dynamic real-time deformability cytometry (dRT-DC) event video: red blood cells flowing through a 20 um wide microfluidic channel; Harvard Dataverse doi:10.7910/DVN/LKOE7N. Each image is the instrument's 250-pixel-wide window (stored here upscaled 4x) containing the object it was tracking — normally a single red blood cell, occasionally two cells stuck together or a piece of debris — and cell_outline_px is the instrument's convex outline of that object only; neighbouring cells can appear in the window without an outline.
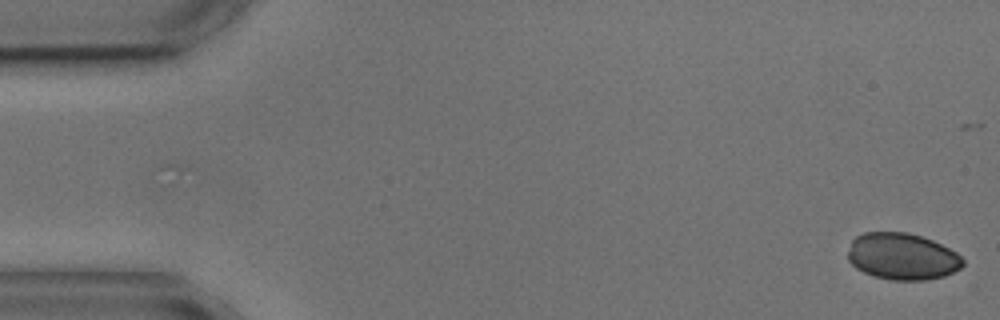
{"species": "common noctule bat (a hibernating species)", "species_latin": "Nyctalus noctula", "temperature_condition": "cold", "stored_images_in_passage": 5, "camera_frame_rate_fps": 3000, "um_per_image_px": 0.085, "animal": {"sex": "male", "body_mass_g": 17.9, "forearm_length_mm": 54.2}, "frame": {"image": 1, "passage_image": 1, "time_ms": 0.0, "image_size_px": [1000, 320], "cell_outline_px": [[964, 264], [960, 268], [944, 276], [924, 280], [892, 280], [876, 276], [864, 272], [856, 268], [848, 260], [848, 252], [852, 240], [856, 236], [864, 232], [908, 232], [932, 240], [956, 252], [964, 260]], "centroid_in_image_um": [76.68, 21.79], "position_along_channel_um": 8.3, "area_um2": 31.15}}
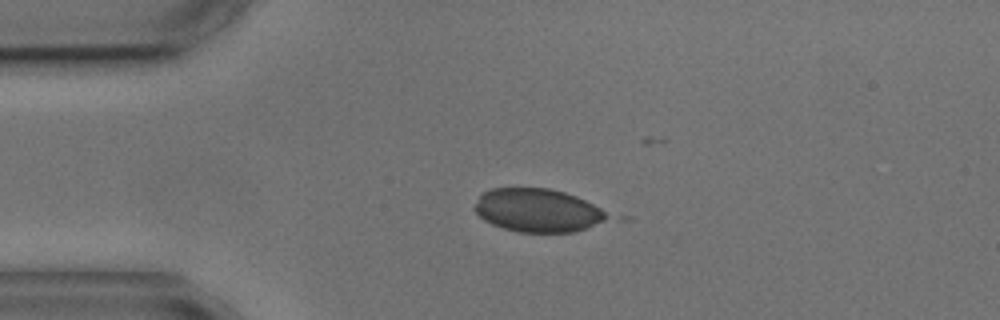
{"frame": {"image": 2, "passage_image": 4, "time_ms": 3.667, "image_size_px": [1000, 320], "cell_outline_px": [[612, 216], [588, 228], [572, 232], [516, 232], [492, 224], [484, 220], [472, 208], [480, 196], [484, 192], [492, 188], [548, 188], [564, 192], [576, 196], [600, 208]], "centroid_in_image_um": [45.69, 17.88], "position_along_channel_um": 39.3, "area_um2": 33.35}}